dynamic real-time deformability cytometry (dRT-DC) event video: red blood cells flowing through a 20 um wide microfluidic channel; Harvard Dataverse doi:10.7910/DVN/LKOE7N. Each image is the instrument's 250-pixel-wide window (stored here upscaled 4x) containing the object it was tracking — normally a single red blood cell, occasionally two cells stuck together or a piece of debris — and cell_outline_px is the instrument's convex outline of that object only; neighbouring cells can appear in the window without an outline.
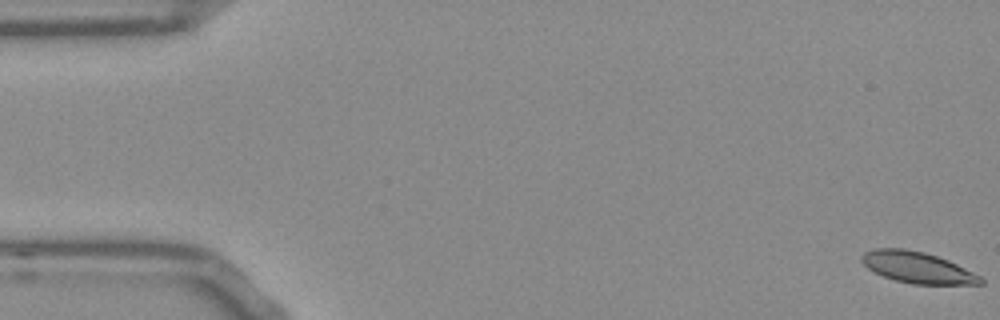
{"species": "Egyptian fruit bat (a non-hibernating species)", "species_latin": "Rousettus aegyptiacus", "temperature_condition": "room temperature", "stored_images_in_passage": 14, "camera_frame_rate_fps": 3000, "um_per_image_px": 0.085, "frame": {"image": 1, "passage_image": 1, "time_ms": 0.0, "image_size_px": [1000, 320], "cell_outline_px": [[984, 284], [912, 284], [896, 280], [884, 276], [868, 268], [860, 260], [860, 256], [864, 252], [876, 248], [904, 248], [924, 252], [948, 260], [980, 276], [984, 280]], "centroid_in_image_um": [77.96, 22.73], "position_along_channel_um": 7.0, "area_um2": 21.44}}